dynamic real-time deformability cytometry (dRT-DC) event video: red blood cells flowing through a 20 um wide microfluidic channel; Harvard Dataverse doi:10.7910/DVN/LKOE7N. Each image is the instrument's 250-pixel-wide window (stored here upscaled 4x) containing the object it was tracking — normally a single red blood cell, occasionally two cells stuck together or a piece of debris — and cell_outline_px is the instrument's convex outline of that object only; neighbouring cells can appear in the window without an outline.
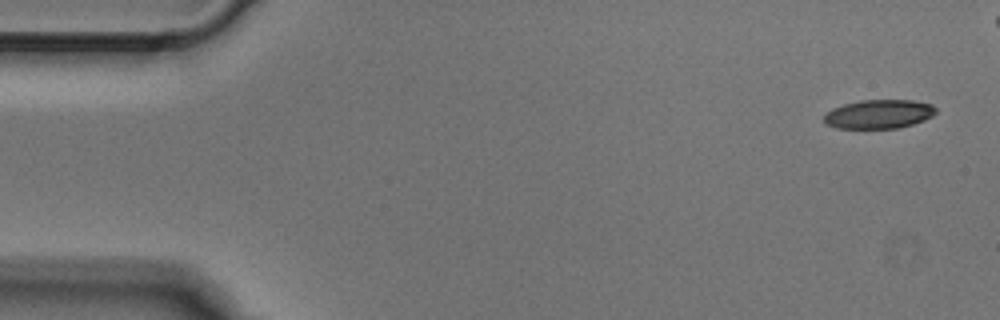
{"species": "Egyptian fruit bat (a non-hibernating species)", "species_latin": "Rousettus aegyptiacus", "temperature_condition": "cold", "stored_images_in_passage": 5, "camera_frame_rate_fps": 3000, "um_per_image_px": 0.085, "animal": {"sex": "male"}, "frame": {"image": 1, "passage_image": 1, "time_ms": 0.0, "image_size_px": [1000, 320], "cell_outline_px": [[936, 112], [932, 116], [924, 120], [912, 124], [896, 128], [836, 128], [828, 124], [824, 120], [824, 116], [832, 108], [844, 104], [860, 100], [912, 100], [932, 104], [936, 108]], "centroid_in_image_um": [74.72, 9.69], "position_along_channel_um": 10.3, "area_um2": 18.73}}